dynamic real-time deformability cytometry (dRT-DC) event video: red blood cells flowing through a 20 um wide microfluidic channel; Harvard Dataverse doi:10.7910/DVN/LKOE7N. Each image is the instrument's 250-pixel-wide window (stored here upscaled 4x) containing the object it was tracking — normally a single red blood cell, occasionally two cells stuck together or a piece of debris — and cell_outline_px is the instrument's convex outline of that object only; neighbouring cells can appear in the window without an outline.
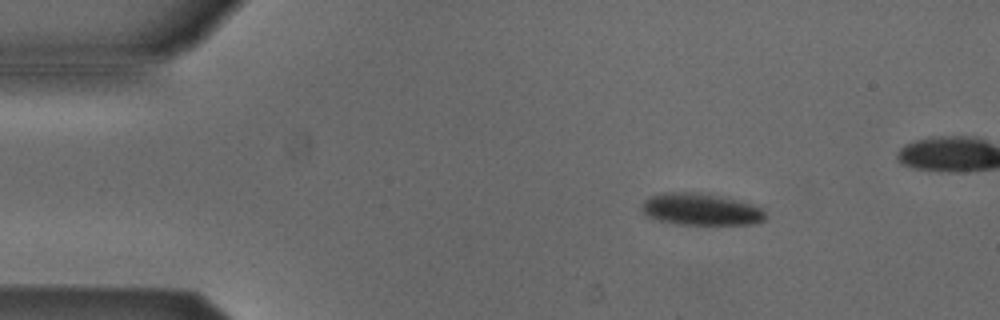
{"species": "Egyptian fruit bat (a non-hibernating species)", "species_latin": "Rousettus aegyptiacus", "temperature_condition": "cold", "stored_images_in_passage": 39, "camera_frame_rate_fps": 3000, "um_per_image_px": 0.085, "animal": {"sex": "male"}, "frame": {"image": 1, "passage_image": 1, "time_ms": 0.0, "image_size_px": [1000, 320], "cell_outline_px": [[764, 220], [752, 224], [676, 224], [644, 216], [640, 208], [640, 204], [648, 196], [660, 192], [700, 192], [740, 200], [752, 204], [760, 208], [764, 212]], "centroid_in_image_um": [59.48, 17.77], "position_along_channel_um": 25.5, "area_um2": 23.24}}
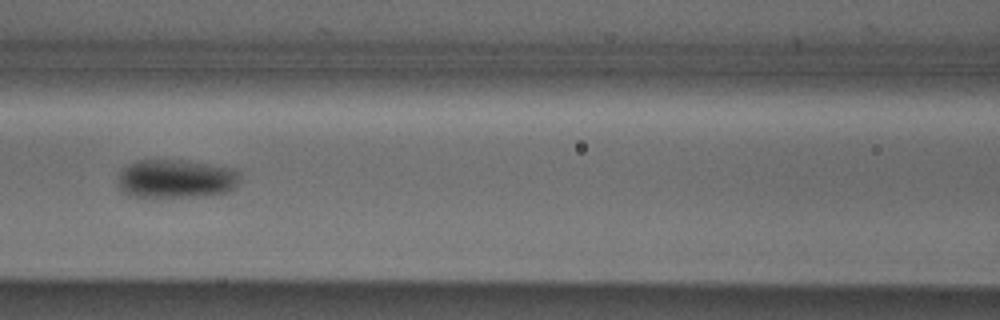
{"frame": {"image": 2, "passage_image": 16, "time_ms": 5.0, "image_size_px": [1000, 320], "cell_outline_px": [[240, 176], [236, 188], [228, 192], [208, 196], [128, 196], [120, 192], [120, 172], [128, 164], [136, 160], [180, 160], [208, 164], [228, 168], [236, 172]], "centroid_in_image_um": [14.96, 15.2], "position_along_channel_um": 151.6, "area_um2": 27.22}}
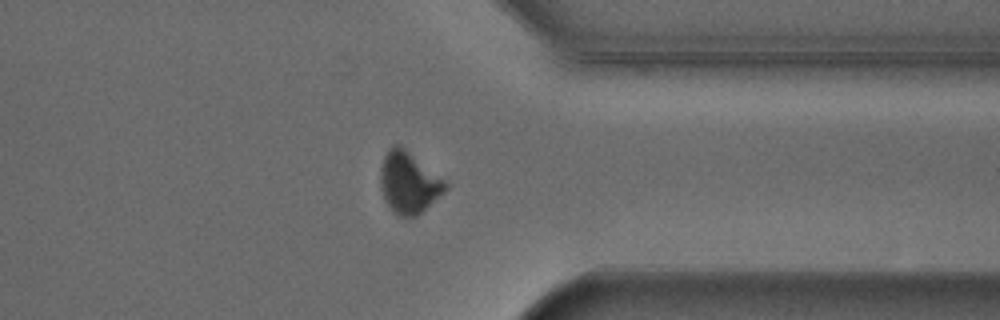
{"frame": {"image": 3, "passage_image": 34, "time_ms": 11.0, "image_size_px": [1000, 320], "cell_outline_px": [[448, 188], [444, 192], [416, 216], [400, 216], [392, 212], [384, 200], [380, 188], [380, 168], [384, 156], [388, 148], [396, 144], [400, 144], [444, 180], [448, 184]], "centroid_in_image_um": [34.7, 15.52], "position_along_channel_um": 376.7, "area_um2": 23.18}, "authors_computed_cell_mechanics": {"area_um2": 25.4898, "velocity_mm_per_s": 3.8536, "shape_relaxation_time_tau1_ms": 3.3158, "shape_relaxation_time_tau2_ms": null, "deformation_change_tau1": 0.0907, "deformation_change_tau2": null}}